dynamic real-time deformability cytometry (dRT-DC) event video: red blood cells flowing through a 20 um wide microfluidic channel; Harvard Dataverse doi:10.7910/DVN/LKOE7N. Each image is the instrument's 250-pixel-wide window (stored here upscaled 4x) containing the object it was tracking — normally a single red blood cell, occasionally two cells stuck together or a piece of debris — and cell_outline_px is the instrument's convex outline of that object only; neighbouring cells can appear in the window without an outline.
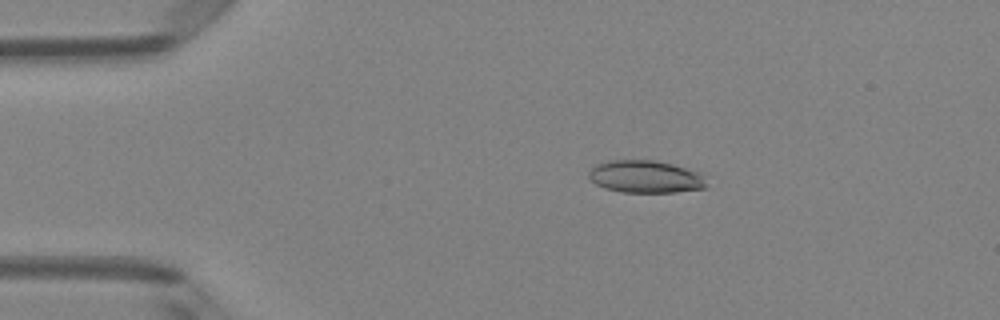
{"species": "Egyptian fruit bat (a non-hibernating species)", "species_latin": "Rousettus aegyptiacus", "temperature_condition": "room temperature", "stored_images_in_passage": 5, "camera_frame_rate_fps": 3000, "um_per_image_px": 0.085, "animal": {"sex": "female"}, "frame": {"image": 1, "passage_image": 2, "time_ms": 0.333, "image_size_px": [1000, 320], "cell_outline_px": [[708, 188], [676, 192], [620, 192], [604, 188], [596, 184], [588, 176], [588, 172], [596, 164], [608, 160], [656, 160], [672, 164], [700, 172], [704, 176]], "centroid_in_image_um": [54.88, 15.02], "position_along_channel_um": 30.1, "area_um2": 22.48}}
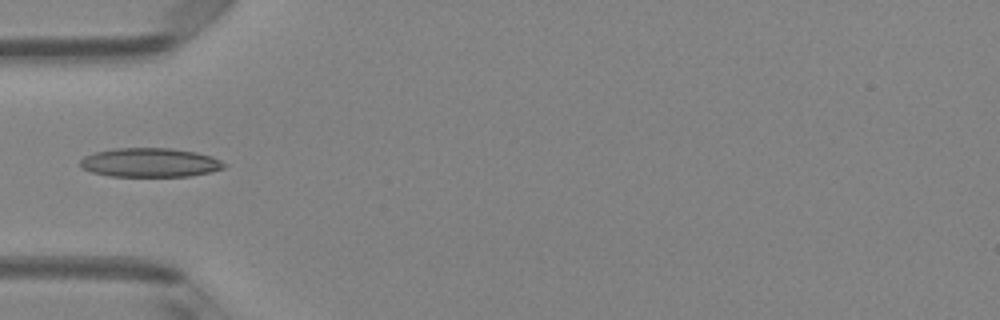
{"frame": {"image": 2, "passage_image": 4, "time_ms": 1.0, "image_size_px": [1000, 320], "cell_outline_px": [[228, 164], [224, 168], [208, 172], [188, 176], [108, 176], [92, 172], [84, 168], [80, 164], [80, 160], [84, 156], [96, 152], [112, 148], [172, 148], [196, 152], [212, 156]], "centroid_in_image_um": [12.76, 13.81], "position_along_channel_um": 72.2, "area_um2": 24.33}}
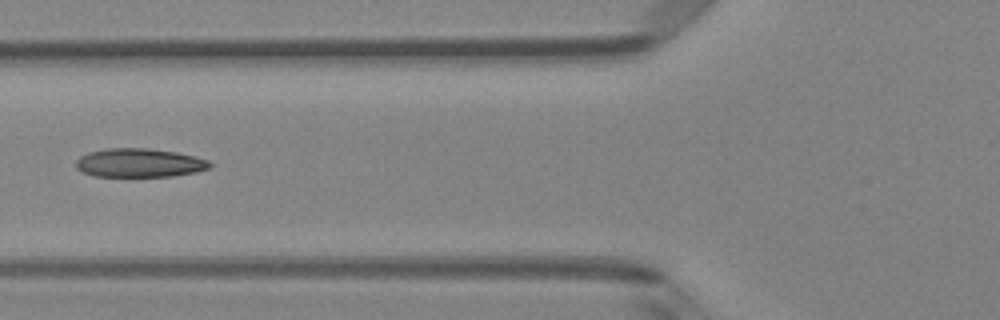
{"frame": {"image": 3, "passage_image": 5, "time_ms": 1.333, "image_size_px": [1000, 320], "cell_outline_px": [[212, 164], [208, 168], [196, 172], [172, 176], [92, 176], [76, 168], [76, 160], [80, 156], [88, 152], [104, 148], [148, 148], [176, 152], [196, 156], [208, 160]], "centroid_in_image_um": [11.83, 13.83], "position_along_channel_um": 114.0, "area_um2": 22.48}}